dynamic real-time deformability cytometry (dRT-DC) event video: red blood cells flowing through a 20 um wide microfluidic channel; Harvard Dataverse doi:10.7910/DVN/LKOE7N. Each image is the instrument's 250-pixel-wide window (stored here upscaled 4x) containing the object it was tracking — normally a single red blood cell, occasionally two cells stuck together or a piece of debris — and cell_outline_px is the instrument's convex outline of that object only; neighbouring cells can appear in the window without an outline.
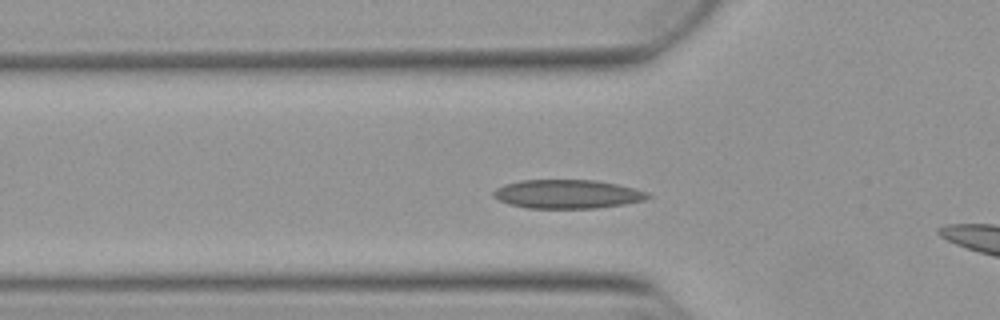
{"species": "Egyptian fruit bat (a non-hibernating species)", "species_latin": "Rousettus aegyptiacus", "temperature_condition": "warm", "stored_images_in_passage": 13, "camera_frame_rate_fps": 3000, "um_per_image_px": 0.085, "animal": {"sex": "female"}, "frame": {"image": 1, "passage_image": 11, "time_ms": 3.333, "image_size_px": [1000, 320], "cell_outline_px": [[652, 196], [644, 200], [624, 204], [596, 208], [528, 208], [508, 204], [492, 196], [492, 192], [496, 188], [504, 184], [520, 180], [596, 180], [636, 188], [648, 192]], "centroid_in_image_um": [48.23, 16.49], "position_along_channel_um": 77.6, "area_um2": 26.01}}